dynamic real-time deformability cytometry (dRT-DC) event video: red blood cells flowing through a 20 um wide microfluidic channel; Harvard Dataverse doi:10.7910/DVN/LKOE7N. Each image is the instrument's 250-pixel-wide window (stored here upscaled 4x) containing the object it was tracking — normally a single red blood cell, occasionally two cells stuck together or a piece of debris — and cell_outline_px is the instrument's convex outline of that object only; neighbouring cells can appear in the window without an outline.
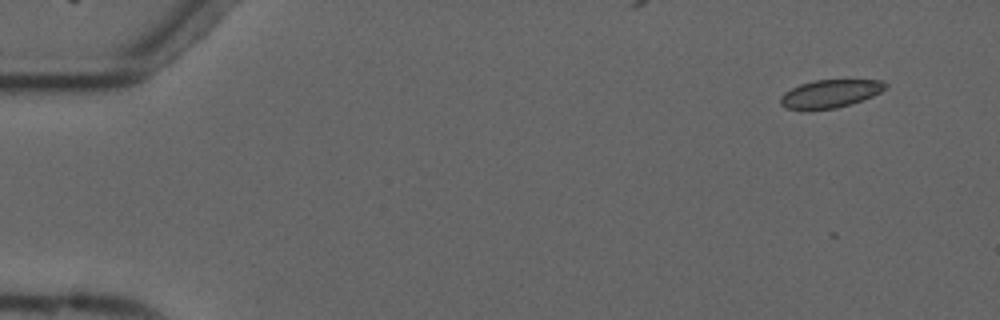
{"species": "common noctule bat (a hibernating species)", "species_latin": "Nyctalus noctula", "temperature_condition": "cold", "stored_images_in_passage": 5, "camera_frame_rate_fps": 3000, "um_per_image_px": 0.085, "animal": {"sex": "male", "forearm_length_mm": 52.5}, "frame": {"image": 1, "passage_image": 1, "time_ms": 0.0, "image_size_px": [1000, 320], "cell_outline_px": [[888, 84], [880, 92], [872, 96], [836, 108], [784, 108], [780, 104], [780, 96], [784, 92], [800, 84], [816, 80], [884, 80]], "centroid_in_image_um": [70.56, 7.93], "position_along_channel_um": 14.4, "area_um2": 16.65}}
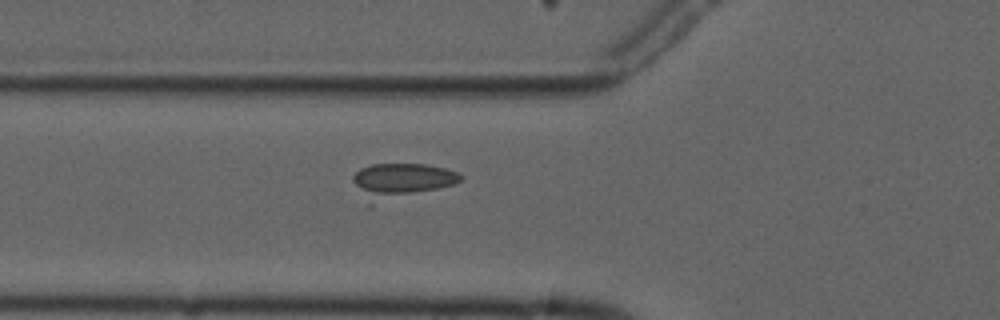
{"frame": {"image": 2, "passage_image": 5, "time_ms": 5.333, "image_size_px": [1000, 320], "cell_outline_px": [[464, 180], [452, 184], [372, 208], [368, 208], [352, 180], [352, 176], [360, 168], [372, 164], [424, 164], [444, 168], [460, 172], [464, 176]], "centroid_in_image_um": [34.03, 15.43], "position_along_channel_um": 91.8, "area_um2": 22.89}}